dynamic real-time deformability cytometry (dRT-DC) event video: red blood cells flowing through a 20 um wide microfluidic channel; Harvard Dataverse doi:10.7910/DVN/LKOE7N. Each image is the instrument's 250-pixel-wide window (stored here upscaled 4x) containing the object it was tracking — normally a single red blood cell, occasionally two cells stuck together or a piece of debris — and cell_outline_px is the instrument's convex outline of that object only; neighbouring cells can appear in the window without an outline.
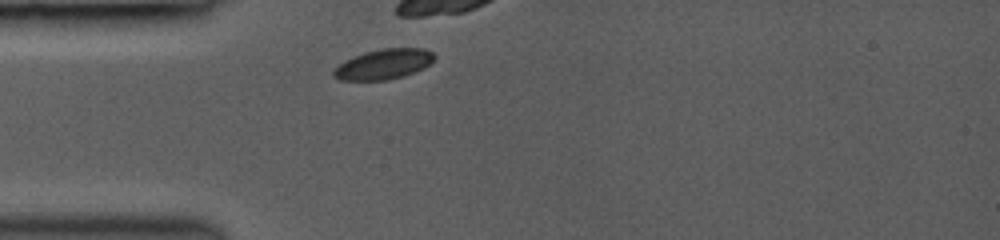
{"species": "common noctule bat (a hibernating species)", "species_latin": "Nyctalus noctula", "temperature_condition": "room temperature", "stored_images_in_passage": 6, "camera_frame_rate_fps": 3000, "um_per_image_px": 0.085, "animal": {"sex": "female", "body_mass_g": 19.0, "forearm_length_mm": 53.3}, "frame": {"image": 1, "passage_image": 1, "time_ms": 0.0, "image_size_px": [1000, 240], "cell_outline_px": [[436, 56], [424, 68], [404, 76], [388, 80], [340, 80], [332, 76], [332, 68], [344, 60], [352, 56], [364, 52], [380, 48], [424, 48], [432, 52]], "centroid_in_image_um": [32.55, 5.45], "position_along_channel_um": 52.4, "area_um2": 17.98}}